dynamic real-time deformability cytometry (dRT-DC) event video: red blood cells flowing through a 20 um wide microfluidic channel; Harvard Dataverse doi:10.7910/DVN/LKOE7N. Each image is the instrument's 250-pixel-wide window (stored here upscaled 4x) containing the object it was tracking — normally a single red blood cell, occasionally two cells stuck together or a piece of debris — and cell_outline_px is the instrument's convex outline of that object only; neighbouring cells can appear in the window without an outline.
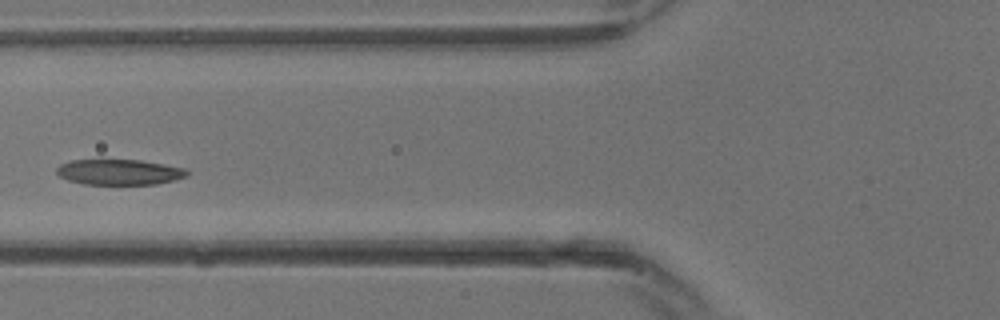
{"species": "common noctule bat (a hibernating species)", "species_latin": "Nyctalus noctula", "temperature_condition": "warm", "stored_images_in_passage": 11, "camera_frame_rate_fps": 3000, "um_per_image_px": 0.085, "animal": {"sex": "male", "body_mass_g": 13.3}, "frame": {"image": 1, "passage_image": 10, "time_ms": 3.0, "image_size_px": [1000, 320], "cell_outline_px": [[188, 176], [156, 184], [84, 184], [68, 180], [60, 176], [56, 172], [56, 168], [60, 164], [72, 160], [140, 160], [164, 164], [184, 168], [188, 172]], "centroid_in_image_um": [10.12, 14.62], "position_along_channel_um": 115.7, "area_um2": 19.25}}